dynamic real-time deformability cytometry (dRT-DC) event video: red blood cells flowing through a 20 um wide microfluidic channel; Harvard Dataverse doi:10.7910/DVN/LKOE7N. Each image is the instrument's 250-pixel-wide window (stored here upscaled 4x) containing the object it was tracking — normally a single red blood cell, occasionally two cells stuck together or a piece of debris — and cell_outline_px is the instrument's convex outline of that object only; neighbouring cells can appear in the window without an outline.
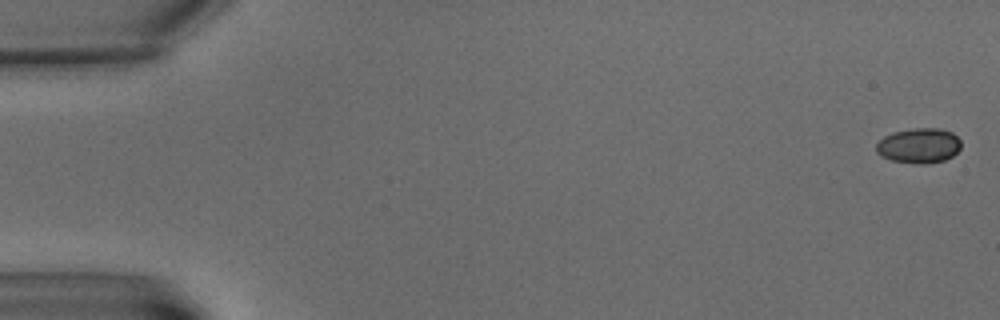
{"species": "common noctule bat (a hibernating species)", "species_latin": "Nyctalus noctula", "temperature_condition": "warm", "stored_images_in_passage": 7, "camera_frame_rate_fps": 3000, "um_per_image_px": 0.085, "animal": {"sex": "male", "body_mass_g": 15.6}, "frame": {"image": 1, "passage_image": 1, "time_ms": 0.0, "image_size_px": [1000, 320], "cell_outline_px": [[960, 148], [952, 156], [944, 160], [924, 164], [920, 164], [892, 160], [880, 156], [876, 152], [876, 144], [884, 136], [892, 132], [912, 128], [940, 128], [952, 132], [960, 140]], "centroid_in_image_um": [78.09, 12.37], "position_along_channel_um": 6.9, "area_um2": 17.34}}
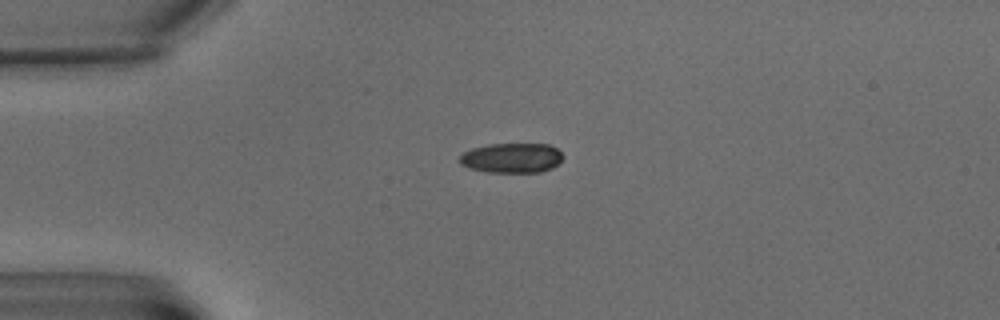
{"frame": {"image": 2, "passage_image": 6, "time_ms": 5.667, "image_size_px": [1000, 320], "cell_outline_px": [[564, 156], [552, 168], [540, 172], [488, 172], [468, 168], [460, 164], [456, 160], [464, 152], [472, 148], [488, 144], [548, 144], [556, 148]], "centroid_in_image_um": [43.45, 13.42], "position_along_channel_um": 41.6, "area_um2": 18.03}}